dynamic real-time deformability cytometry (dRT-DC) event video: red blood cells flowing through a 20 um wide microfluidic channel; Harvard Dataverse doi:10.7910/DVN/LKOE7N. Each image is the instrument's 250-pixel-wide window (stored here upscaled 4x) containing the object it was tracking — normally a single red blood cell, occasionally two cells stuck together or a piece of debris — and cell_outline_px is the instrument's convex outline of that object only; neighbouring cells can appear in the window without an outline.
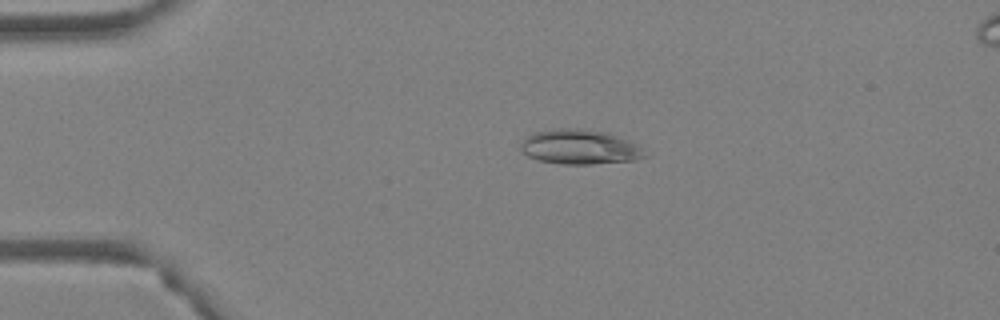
{"species": "Egyptian fruit bat (a non-hibernating species)", "species_latin": "Rousettus aegyptiacus", "temperature_condition": "warm", "stored_images_in_passage": 51, "camera_frame_rate_fps": 3000, "um_per_image_px": 0.085, "animal": {"sex": "female"}, "frame": {"image": 1, "passage_image": 11, "time_ms": 3.333, "image_size_px": [1000, 320], "cell_outline_px": [[648, 156], [636, 160], [592, 164], [560, 164], [536, 160], [528, 156], [520, 148], [520, 144], [532, 132], [552, 128], [580, 128], [608, 132], [636, 144]], "centroid_in_image_um": [49.25, 12.49], "position_along_channel_um": 35.8, "area_um2": 25.26}}
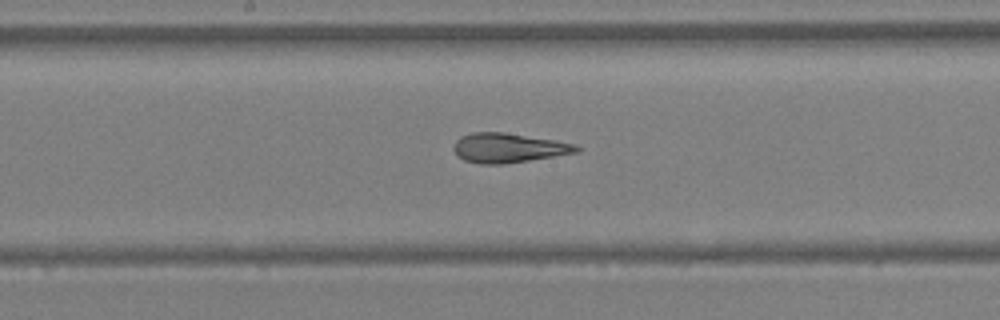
{"frame": {"image": 2, "passage_image": 27, "time_ms": 8.667, "image_size_px": [1000, 320], "cell_outline_px": [[584, 148], [580, 152], [504, 164], [480, 164], [464, 160], [456, 156], [452, 148], [456, 140], [460, 136], [472, 132], [504, 132], [556, 140], [576, 144]], "centroid_in_image_um": [43.23, 12.57], "position_along_channel_um": 205.0, "area_um2": 21.44}}
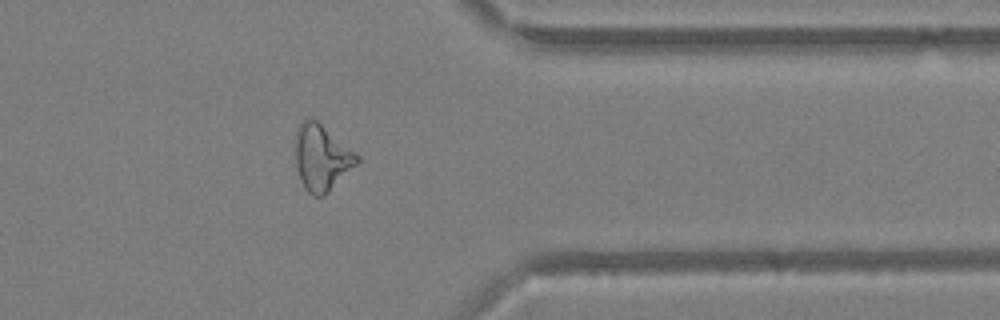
{"frame": {"image": 3, "passage_image": 41, "time_ms": 13.333, "image_size_px": [1000, 320], "cell_outline_px": [[360, 160], [324, 196], [312, 196], [304, 188], [300, 180], [296, 168], [296, 132], [300, 124], [308, 116], [312, 116], [360, 156]], "centroid_in_image_um": [27.32, 13.39], "position_along_channel_um": 384.1, "area_um2": 23.58}, "authors_computed_cell_mechanics": {"area_um2": 23.698, "velocity_mm_per_s": 4.0476, "shape_relaxation_time_tau1_ms": null, "shape_relaxation_time_tau2_ms": 2.0395, "deformation_change_tau1": null, "deformation_change_tau2": 0.0987}}